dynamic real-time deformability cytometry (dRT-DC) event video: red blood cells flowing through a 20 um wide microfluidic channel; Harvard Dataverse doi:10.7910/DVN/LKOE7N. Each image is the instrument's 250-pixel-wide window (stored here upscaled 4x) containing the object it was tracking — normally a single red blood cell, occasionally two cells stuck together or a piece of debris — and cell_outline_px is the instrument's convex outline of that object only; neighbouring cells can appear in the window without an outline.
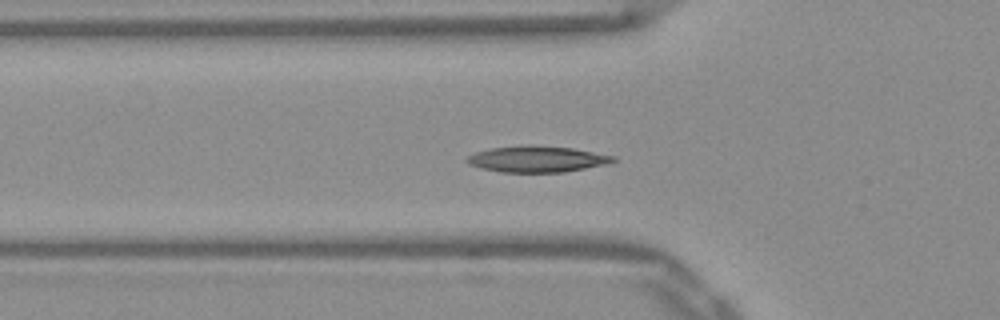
{"species": "Egyptian fruit bat (a non-hibernating species)", "species_latin": "Rousettus aegyptiacus", "temperature_condition": "warm", "stored_images_in_passage": 42, "camera_frame_rate_fps": 3000, "um_per_image_px": 0.085, "frame": {"image": 1, "passage_image": 6, "time_ms": 1.667, "image_size_px": [1000, 320], "cell_outline_px": [[616, 160], [608, 164], [564, 172], [500, 172], [480, 168], [468, 164], [464, 160], [468, 156], [476, 152], [492, 148], [520, 144], [532, 144], [572, 148], [616, 156]], "centroid_in_image_um": [45.63, 13.51], "position_along_channel_um": 80.2, "area_um2": 22.6}}
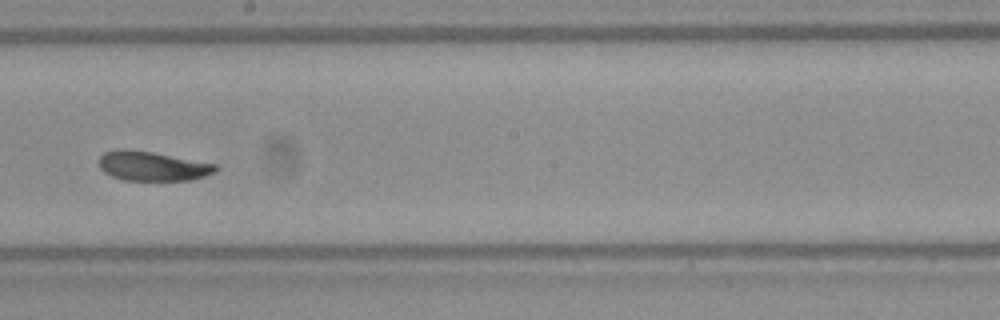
{"frame": {"image": 2, "passage_image": 18, "time_ms": 5.667, "image_size_px": [1000, 320], "cell_outline_px": [[216, 172], [192, 180], [124, 180], [112, 176], [104, 172], [100, 168], [100, 156], [104, 152], [120, 148], [124, 148], [152, 152], [216, 164]], "centroid_in_image_um": [12.93, 14.11], "position_along_channel_um": 235.3, "area_um2": 19.88}}
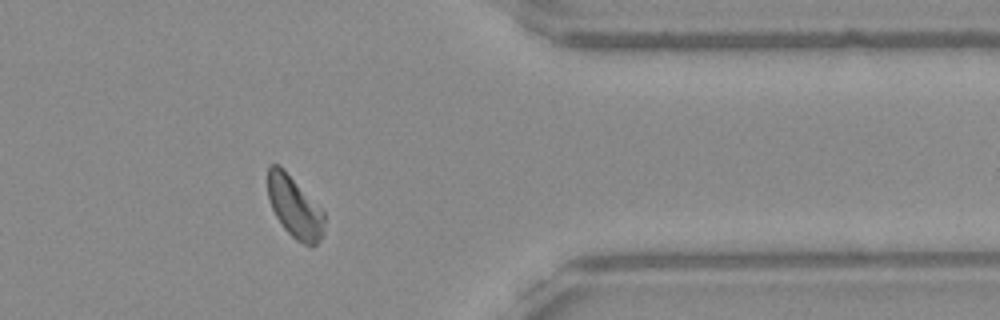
{"frame": {"image": 3, "passage_image": 31, "time_ms": 10.0, "image_size_px": [1000, 320], "cell_outline_px": [[324, 232], [320, 240], [316, 244], [304, 244], [296, 240], [284, 228], [276, 216], [268, 200], [268, 164], [276, 164], [284, 168], [324, 208]], "centroid_in_image_um": [25.07, 17.56], "position_along_channel_um": 386.3, "area_um2": 20.69}, "authors_computed_cell_mechanics": {"area_um2": 20.6924, "velocity_mm_per_s": 3.8579, "shape_relaxation_time_tau1_ms": 2.5022, "shape_relaxation_time_tau2_ms": 2.6024, "deformation_change_tau1": 0.1165, "deformation_change_tau2": 0.0751}}